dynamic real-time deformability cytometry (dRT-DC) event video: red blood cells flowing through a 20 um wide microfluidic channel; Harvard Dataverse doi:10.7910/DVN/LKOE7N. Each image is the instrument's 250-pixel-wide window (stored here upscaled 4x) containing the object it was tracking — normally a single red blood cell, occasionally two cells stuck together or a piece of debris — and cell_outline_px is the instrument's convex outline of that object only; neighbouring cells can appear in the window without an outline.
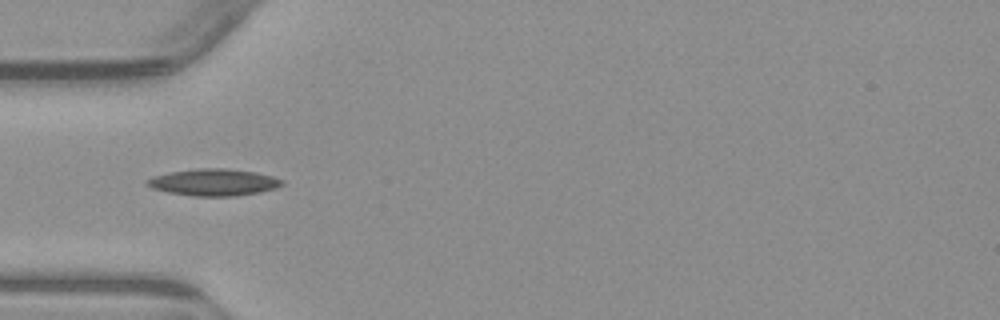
{"species": "common noctule bat (a hibernating species)", "species_latin": "Nyctalus noctula", "temperature_condition": "warm", "stored_images_in_passage": 7, "camera_frame_rate_fps": 3000, "um_per_image_px": 0.085, "animal": {"sex": "male", "body_mass_g": 23.1, "forearm_length_mm": 52.7}, "frame": {"image": 1, "passage_image": 5, "time_ms": 5.0, "image_size_px": [1000, 320], "cell_outline_px": [[284, 184], [276, 188], [260, 192], [236, 196], [192, 196], [168, 192], [152, 188], [144, 184], [144, 180], [152, 176], [168, 172], [200, 168], [224, 168], [256, 172], [272, 176], [284, 180]], "centroid_in_image_um": [18.14, 15.49], "position_along_channel_um": 66.9, "area_um2": 21.33}}
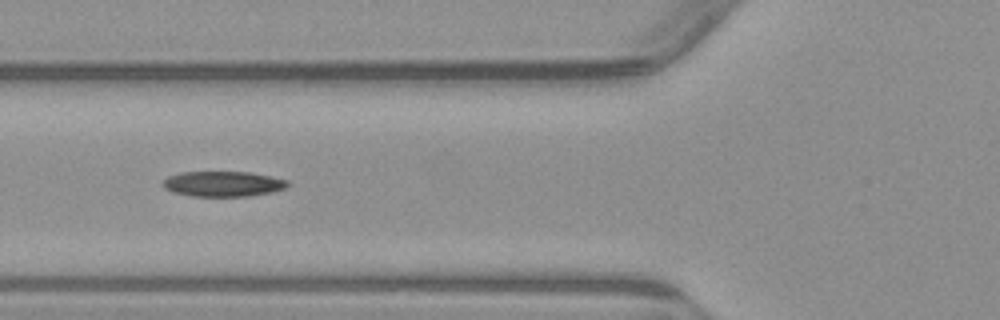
{"frame": {"image": 2, "passage_image": 6, "time_ms": 6.0, "image_size_px": [1000, 320], "cell_outline_px": [[292, 184], [284, 188], [272, 192], [248, 196], [192, 196], [172, 192], [164, 188], [160, 184], [168, 176], [180, 172], [248, 172], [272, 176], [288, 180]], "centroid_in_image_um": [18.96, 15.63], "position_along_channel_um": 106.8, "area_um2": 18.55}}
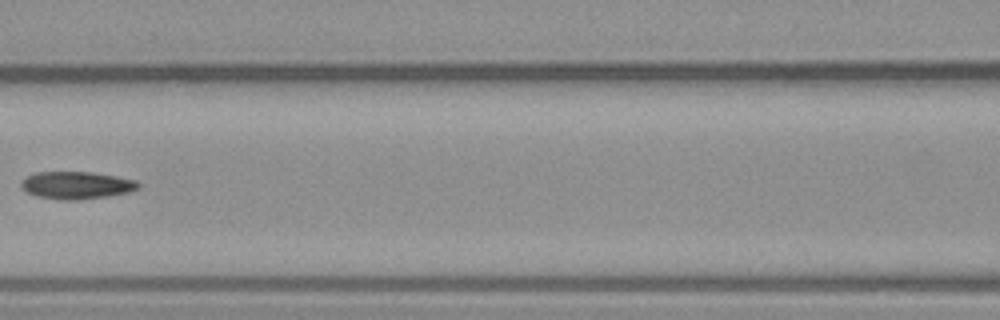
{"frame": {"image": 3, "passage_image": 7, "time_ms": 7.333, "image_size_px": [1000, 320], "cell_outline_px": [[140, 188], [128, 192], [108, 196], [80, 200], [64, 200], [36, 196], [28, 192], [20, 184], [20, 180], [36, 172], [92, 172], [116, 176], [136, 180], [140, 184]], "centroid_in_image_um": [6.52, 15.74], "position_along_channel_um": 160.1, "area_um2": 18.73}}